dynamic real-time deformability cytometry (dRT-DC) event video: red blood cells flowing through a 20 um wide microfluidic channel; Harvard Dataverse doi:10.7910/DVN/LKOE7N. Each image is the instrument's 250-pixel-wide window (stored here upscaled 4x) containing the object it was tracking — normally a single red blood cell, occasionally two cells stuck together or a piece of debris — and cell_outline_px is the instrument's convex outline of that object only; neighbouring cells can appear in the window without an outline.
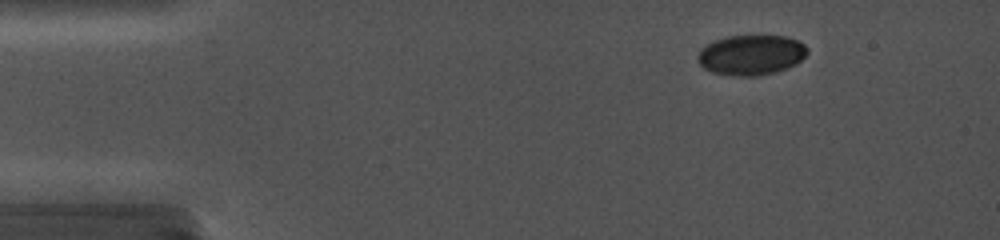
{"species": "common noctule bat (a hibernating species)", "species_latin": "Nyctalus noctula", "temperature_condition": "cold", "stored_images_in_passage": 3, "camera_frame_rate_fps": 5000, "um_per_image_px": 0.085, "animal": {"sex": "female", "body_mass_g": 19.0, "forearm_length_mm": 56.7}, "frame": {"image": 1, "passage_image": 1, "time_ms": 0.0, "image_size_px": [1000, 240], "cell_outline_px": [[808, 52], [796, 64], [776, 72], [756, 76], [736, 76], [712, 72], [704, 68], [696, 60], [696, 56], [700, 48], [716, 40], [728, 36], [784, 36], [796, 40], [804, 44], [808, 48]], "centroid_in_image_um": [63.82, 4.68], "position_along_channel_um": 21.2, "area_um2": 25.61}}